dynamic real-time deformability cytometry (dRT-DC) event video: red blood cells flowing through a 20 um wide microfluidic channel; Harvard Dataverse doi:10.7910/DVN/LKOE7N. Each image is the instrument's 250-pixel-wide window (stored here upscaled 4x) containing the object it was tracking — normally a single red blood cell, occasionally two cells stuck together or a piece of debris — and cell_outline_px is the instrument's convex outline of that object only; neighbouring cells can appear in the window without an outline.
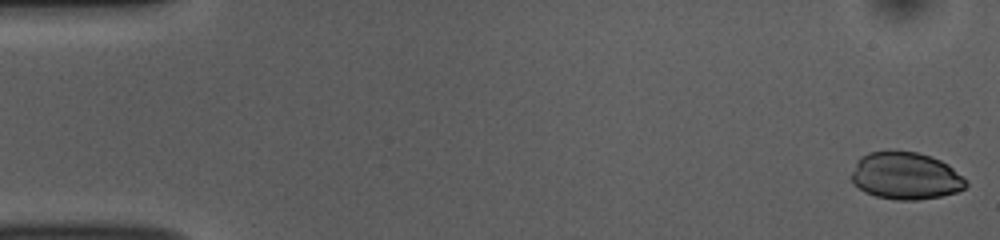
{"species": "common noctule bat (a hibernating species)", "species_latin": "Nyctalus noctula", "temperature_condition": "room temperature", "stored_images_in_passage": 53, "camera_frame_rate_fps": 3000, "um_per_image_px": 0.085, "animal": {"sex": "female", "body_mass_g": 10.0, "forearm_length_mm": 53.1}, "frame": {"image": 1, "passage_image": 1, "time_ms": 0.0, "image_size_px": [1000, 240], "cell_outline_px": [[968, 184], [964, 188], [956, 192], [940, 196], [916, 200], [896, 200], [876, 196], [864, 192], [852, 180], [852, 172], [856, 160], [860, 156], [868, 152], [916, 152], [932, 156], [948, 164], [968, 180]], "centroid_in_image_um": [77.0, 14.95], "position_along_channel_um": 8.0, "area_um2": 31.44}}
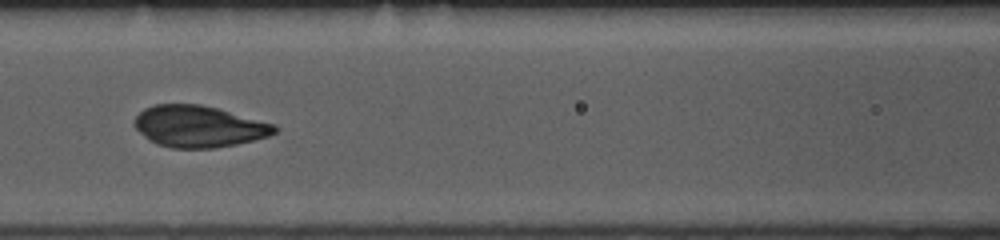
{"frame": {"image": 2, "passage_image": 23, "time_ms": 7.333, "image_size_px": [1000, 240], "cell_outline_px": [[276, 132], [268, 136], [236, 144], [216, 148], [172, 148], [156, 144], [144, 136], [132, 124], [136, 116], [144, 108], [156, 104], [200, 104], [216, 108], [276, 124]], "centroid_in_image_um": [16.87, 10.75], "position_along_channel_um": 149.7, "area_um2": 33.81}}
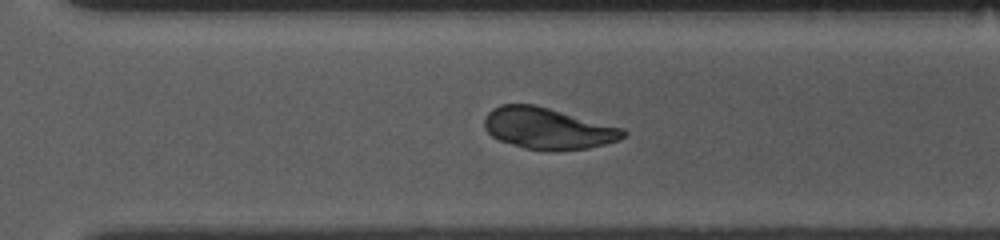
{"frame": {"image": 3, "passage_image": 37, "time_ms": 12.0, "image_size_px": [1000, 240], "cell_outline_px": [[628, 132], [620, 140], [588, 148], [556, 152], [524, 148], [500, 140], [492, 136], [484, 128], [484, 116], [492, 108], [500, 104], [536, 104], [624, 128]], "centroid_in_image_um": [46.57, 10.91], "position_along_channel_um": 324.0, "area_um2": 33.93}}